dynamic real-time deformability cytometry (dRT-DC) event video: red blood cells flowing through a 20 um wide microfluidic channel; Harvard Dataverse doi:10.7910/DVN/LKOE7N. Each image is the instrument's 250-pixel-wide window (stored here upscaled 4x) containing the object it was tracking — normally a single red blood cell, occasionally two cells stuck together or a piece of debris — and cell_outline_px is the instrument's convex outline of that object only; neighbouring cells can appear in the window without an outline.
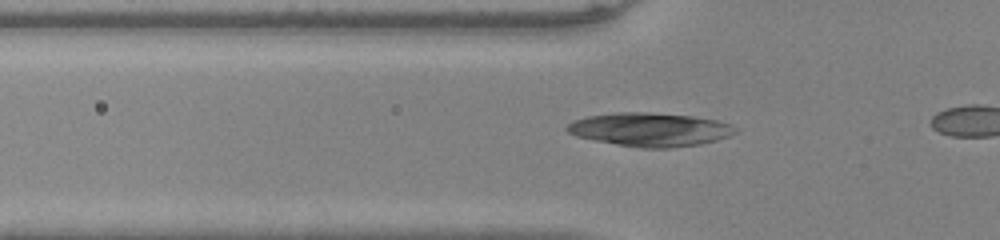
{"species": "common noctule bat (a hibernating species)", "species_latin": "Nyctalus noctula", "temperature_condition": "warm", "stored_images_in_passage": 11, "camera_frame_rate_fps": 3000, "um_per_image_px": 0.085, "animal": {"sex": "male", "body_mass_g": 20.0, "forearm_length_mm": 53.3}, "frame": {"image": 1, "passage_image": 8, "time_ms": 2.333, "image_size_px": [1000, 240], "cell_outline_px": [[736, 132], [728, 136], [716, 140], [700, 144], [672, 148], [640, 148], [616, 144], [576, 136], [568, 132], [564, 128], [572, 120], [588, 116], [616, 112], [648, 112], [692, 116], [716, 120], [732, 124], [736, 128]], "centroid_in_image_um": [55.24, 11.01], "position_along_channel_um": 70.6, "area_um2": 32.95}}